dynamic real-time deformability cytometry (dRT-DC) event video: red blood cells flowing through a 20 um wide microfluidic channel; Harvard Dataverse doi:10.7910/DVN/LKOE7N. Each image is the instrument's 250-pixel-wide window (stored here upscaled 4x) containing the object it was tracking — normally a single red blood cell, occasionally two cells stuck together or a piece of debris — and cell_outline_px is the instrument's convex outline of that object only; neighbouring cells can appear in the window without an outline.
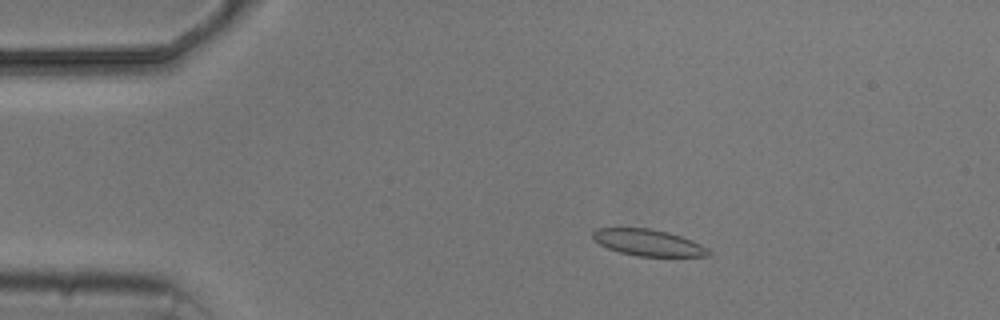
{"species": "common noctule bat (a hibernating species)", "species_latin": "Nyctalus noctula", "temperature_condition": "cold", "stored_images_in_passage": 5, "camera_frame_rate_fps": 3000, "um_per_image_px": 0.085, "animal": {"sex": "male", "body_mass_g": 20.5, "forearm_length_mm": 52.5}, "frame": {"image": 1, "passage_image": 2, "time_ms": 1.0, "image_size_px": [1000, 320], "cell_outline_px": [[712, 256], [636, 256], [620, 252], [608, 248], [600, 244], [592, 236], [592, 232], [596, 228], [648, 228], [668, 232], [692, 240], [708, 248], [712, 252]], "centroid_in_image_um": [55.13, 20.62], "position_along_channel_um": 29.9, "area_um2": 17.8}}
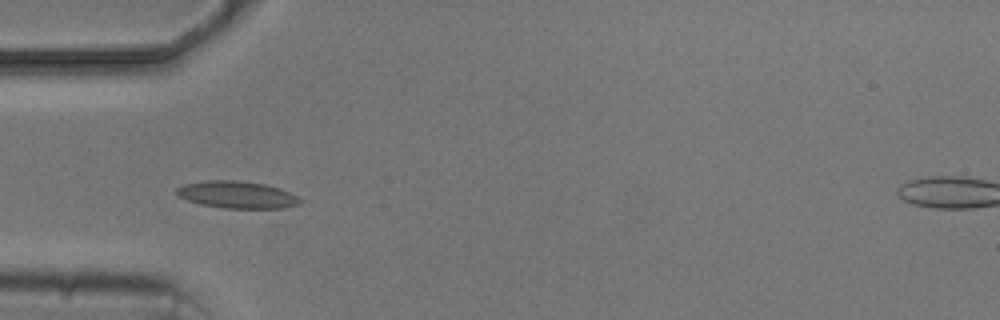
{"frame": {"image": 2, "passage_image": 4, "time_ms": 3.333, "image_size_px": [1000, 320], "cell_outline_px": [[300, 204], [284, 208], [224, 208], [200, 204], [188, 200], [180, 196], [176, 192], [176, 188], [184, 184], [208, 180], [236, 180], [264, 184], [280, 188], [296, 196], [300, 200]], "centroid_in_image_um": [20.14, 16.55], "position_along_channel_um": 64.9, "area_um2": 19.31}}
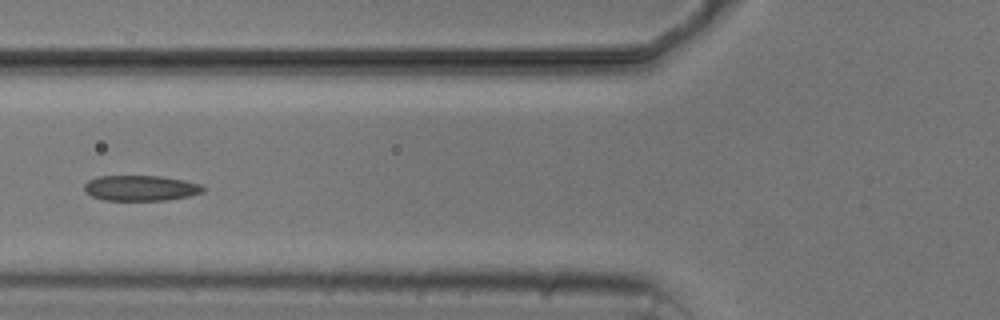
{"frame": {"image": 3, "passage_image": 5, "time_ms": 4.667, "image_size_px": [1000, 320], "cell_outline_px": [[208, 188], [204, 192], [188, 196], [168, 200], [104, 200], [92, 196], [84, 192], [84, 184], [88, 180], [96, 176], [160, 176], [184, 180], [200, 184]], "centroid_in_image_um": [11.96, 15.98], "position_along_channel_um": 113.8, "area_um2": 17.8}}